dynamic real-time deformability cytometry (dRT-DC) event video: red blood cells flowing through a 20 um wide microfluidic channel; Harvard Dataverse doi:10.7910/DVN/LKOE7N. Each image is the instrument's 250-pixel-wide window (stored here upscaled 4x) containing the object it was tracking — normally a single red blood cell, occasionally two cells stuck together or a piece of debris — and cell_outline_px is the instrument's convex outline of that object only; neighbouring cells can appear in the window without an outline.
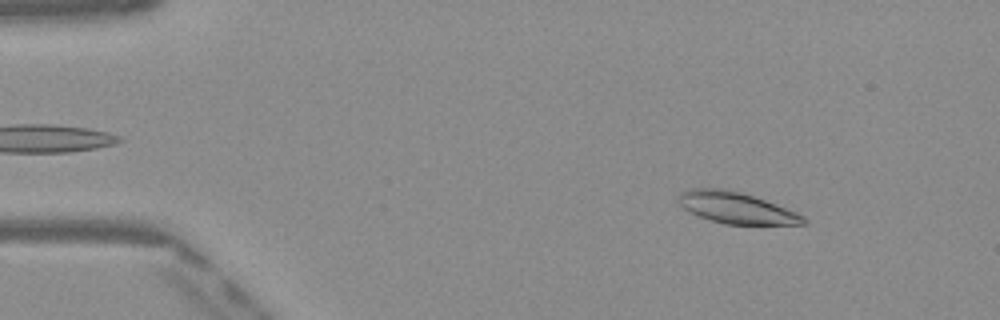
{"species": "Egyptian fruit bat (a non-hibernating species)", "species_latin": "Rousettus aegyptiacus", "temperature_condition": "warm", "stored_images_in_passage": 49, "camera_frame_rate_fps": 3000, "um_per_image_px": 0.085, "frame": {"image": 1, "passage_image": 6, "time_ms": 1.667, "image_size_px": [1000, 320], "cell_outline_px": [[808, 224], [724, 224], [700, 216], [684, 208], [676, 200], [680, 192], [688, 188], [724, 188], [744, 192], [776, 204], [796, 212], [804, 216], [808, 220]], "centroid_in_image_um": [62.58, 17.64], "position_along_channel_um": 22.4, "area_um2": 22.89}}
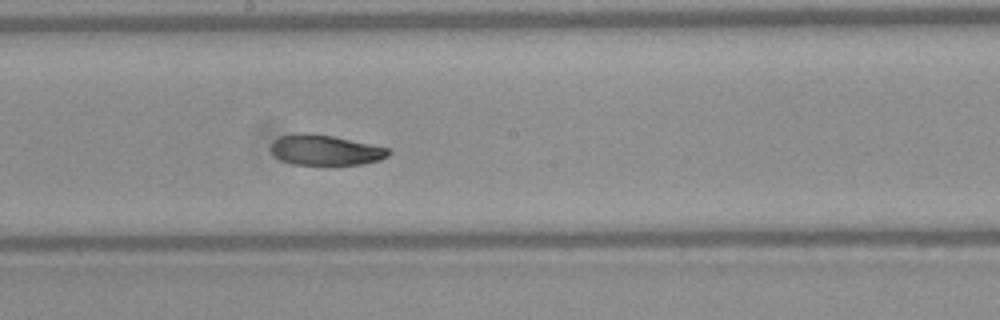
{"frame": {"image": 2, "passage_image": 27, "time_ms": 8.667, "image_size_px": [1000, 320], "cell_outline_px": [[392, 152], [388, 156], [380, 160], [364, 164], [292, 164], [280, 160], [272, 156], [268, 148], [272, 140], [280, 136], [304, 132], [308, 132], [332, 136], [388, 148]], "centroid_in_image_um": [27.57, 12.75], "position_along_channel_um": 220.6, "area_um2": 20.98}}
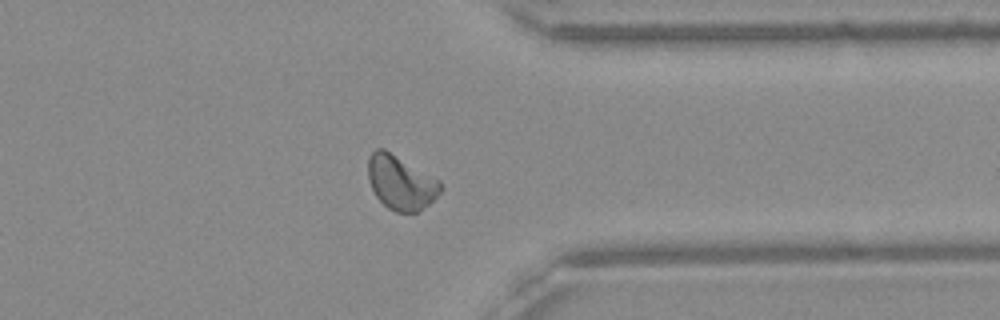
{"frame": {"image": 3, "passage_image": 39, "time_ms": 12.667, "image_size_px": [1000, 320], "cell_outline_px": [[444, 188], [424, 208], [416, 212], [396, 212], [388, 208], [376, 196], [368, 180], [368, 156], [376, 148], [384, 148], [440, 180]], "centroid_in_image_um": [34.06, 15.5], "position_along_channel_um": 377.3, "area_um2": 22.89}, "authors_computed_cell_mechanics": {"area_um2": 22.3108, "velocity_mm_per_s": 4.0473, "shape_relaxation_time_tau1_ms": 6.1953, "shape_relaxation_time_tau2_ms": 3.4707, "deformation_change_tau1": 0.1565, "deformation_change_tau2": 0.0775}}